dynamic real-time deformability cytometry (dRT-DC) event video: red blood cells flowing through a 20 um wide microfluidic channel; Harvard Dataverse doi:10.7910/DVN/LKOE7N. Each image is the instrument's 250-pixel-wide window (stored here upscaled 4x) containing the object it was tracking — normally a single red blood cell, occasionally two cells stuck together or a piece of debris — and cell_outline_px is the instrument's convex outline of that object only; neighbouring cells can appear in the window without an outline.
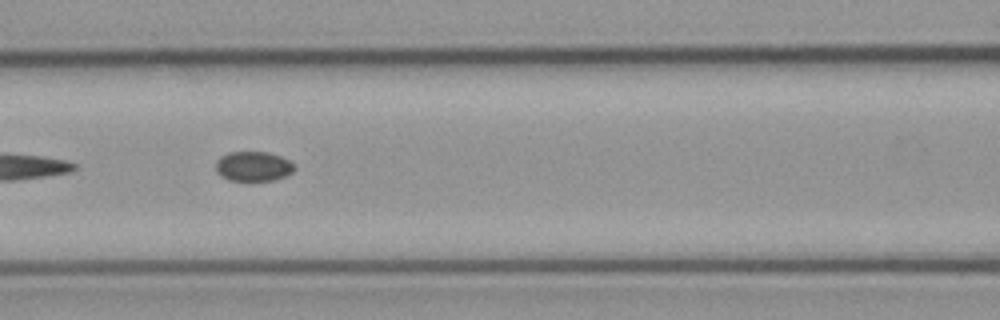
{"species": "common noctule bat (a hibernating species)", "species_latin": "Nyctalus noctula", "temperature_condition": "cold", "stored_images_in_passage": 9, "camera_frame_rate_fps": 3000, "um_per_image_px": 0.085, "animal": {"sex": "male", "body_mass_g": 23.1, "forearm_length_mm": 52.7}, "frame": {"image": 1, "passage_image": 6, "time_ms": 5.667, "image_size_px": [1000, 320], "cell_outline_px": [[296, 168], [292, 172], [284, 176], [272, 180], [228, 180], [220, 176], [216, 172], [216, 160], [220, 156], [228, 152], [268, 152], [280, 156], [296, 164]], "centroid_in_image_um": [21.51, 14.13], "position_along_channel_um": 145.1, "area_um2": 13.7}}
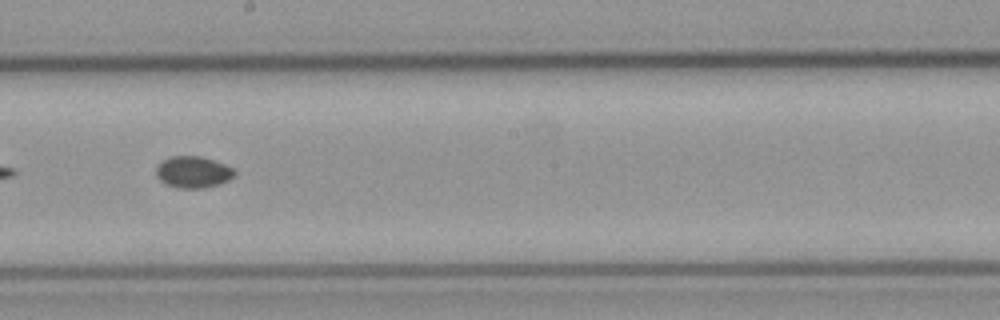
{"frame": {"image": 2, "passage_image": 8, "time_ms": 8.0, "image_size_px": [1000, 320], "cell_outline_px": [[236, 172], [228, 180], [220, 184], [204, 188], [176, 188], [164, 184], [156, 176], [156, 168], [164, 160], [172, 156], [200, 156], [224, 164], [232, 168]], "centroid_in_image_um": [16.39, 14.64], "position_along_channel_um": 231.8, "area_um2": 14.33}}
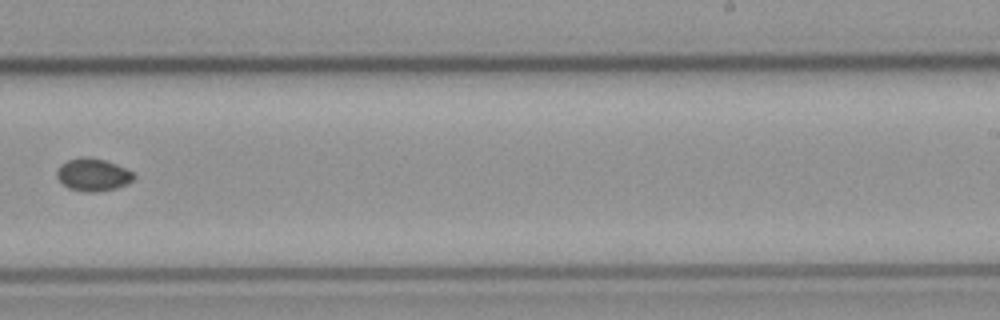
{"frame": {"image": 3, "passage_image": 9, "time_ms": 9.333, "image_size_px": [1000, 320], "cell_outline_px": [[136, 176], [128, 184], [116, 188], [100, 192], [84, 192], [68, 188], [56, 176], [56, 172], [60, 164], [68, 160], [80, 156], [88, 156], [104, 160], [116, 164], [132, 172]], "centroid_in_image_um": [7.89, 14.85], "position_along_channel_um": 281.1, "area_um2": 14.74}}